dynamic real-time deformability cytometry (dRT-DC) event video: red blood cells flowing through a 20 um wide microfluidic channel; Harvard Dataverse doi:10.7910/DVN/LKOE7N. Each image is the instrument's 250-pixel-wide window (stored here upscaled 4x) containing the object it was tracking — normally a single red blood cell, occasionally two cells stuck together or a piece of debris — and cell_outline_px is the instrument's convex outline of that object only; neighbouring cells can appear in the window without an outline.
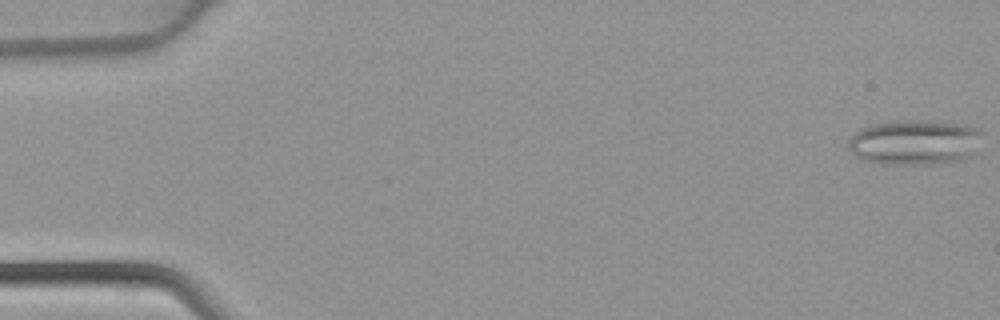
{"species": "common noctule bat (a hibernating species)", "species_latin": "Nyctalus noctula", "temperature_condition": "warm", "stored_images_in_passage": 7, "camera_frame_rate_fps": 3000, "um_per_image_px": 0.085, "animal": {"sex": "female", "body_mass_g": 22.7, "forearm_length_mm": 54.2}, "frame": {"image": 1, "passage_image": 1, "time_ms": 0.0, "image_size_px": [1000, 320], "cell_outline_px": [[984, 132], [976, 152], [972, 156], [956, 160], [928, 164], [884, 164], [860, 160], [848, 148], [848, 140], [860, 128], [872, 124], [892, 120], [916, 120], [964, 124], [976, 128]], "centroid_in_image_um": [77.74, 12.09], "position_along_channel_um": 7.3, "area_um2": 35.55}}